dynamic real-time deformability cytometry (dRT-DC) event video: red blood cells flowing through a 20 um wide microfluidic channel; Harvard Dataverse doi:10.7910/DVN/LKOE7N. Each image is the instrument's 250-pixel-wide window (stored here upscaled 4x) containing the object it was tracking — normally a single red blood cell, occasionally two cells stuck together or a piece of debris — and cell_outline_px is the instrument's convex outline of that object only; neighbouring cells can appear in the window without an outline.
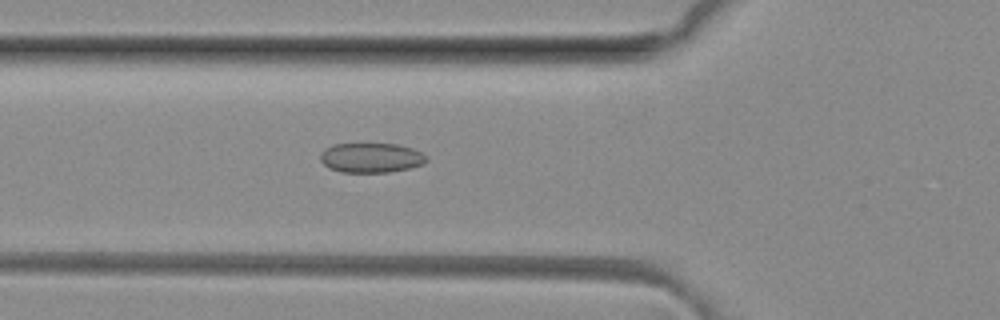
{"species": "common noctule bat (a hibernating species)", "species_latin": "Nyctalus noctula", "temperature_condition": "room temperature", "stored_images_in_passage": 41, "camera_frame_rate_fps": 3000, "um_per_image_px": 0.085, "animal": {"sex": "female", "body_mass_g": 29.2, "forearm_length_mm": 56.3}, "frame": {"image": 1, "passage_image": 9, "time_ms": 2.667, "image_size_px": [1000, 320], "cell_outline_px": [[428, 160], [424, 164], [408, 168], [388, 172], [340, 172], [328, 168], [320, 160], [320, 152], [324, 148], [332, 144], [400, 144], [412, 148], [428, 156]], "centroid_in_image_um": [31.53, 13.4], "position_along_channel_um": 94.3, "area_um2": 18.55}}
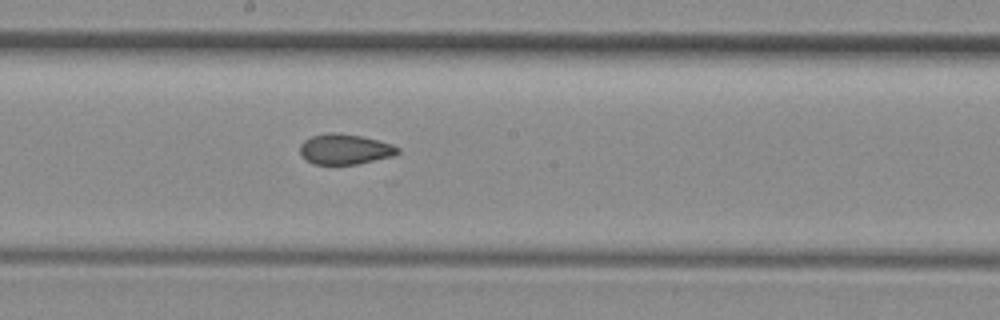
{"frame": {"image": 2, "passage_image": 18, "time_ms": 5.667, "image_size_px": [1000, 320], "cell_outline_px": [[400, 152], [392, 156], [356, 164], [312, 164], [300, 152], [300, 144], [304, 140], [312, 136], [328, 132], [336, 132], [360, 136], [392, 144], [400, 148]], "centroid_in_image_um": [29.31, 12.67], "position_along_channel_um": 218.9, "area_um2": 17.11}}
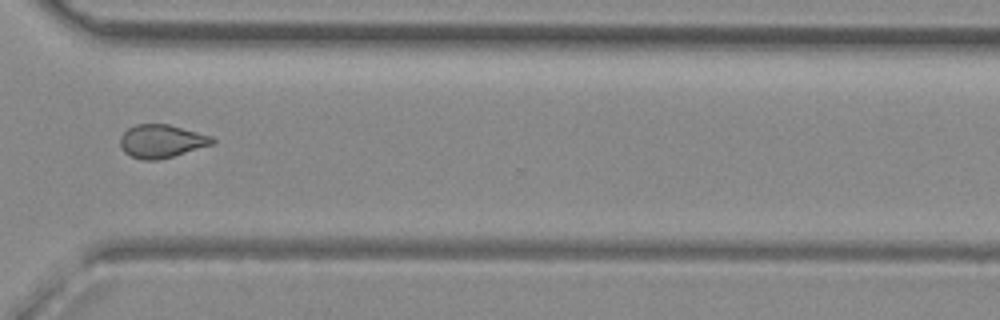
{"frame": {"image": 3, "passage_image": 28, "time_ms": 9.0, "image_size_px": [1000, 320], "cell_outline_px": [[216, 140], [212, 144], [160, 160], [144, 160], [132, 156], [124, 152], [120, 148], [120, 136], [128, 128], [136, 124], [168, 124], [212, 136]], "centroid_in_image_um": [13.7, 12.0], "position_along_channel_um": 356.9, "area_um2": 17.74}, "authors_computed_cell_mechanics": {"area_um2": 17.918, "velocity_mm_per_s": 4.1492, "shape_relaxation_time_tau1_ms": null, "shape_relaxation_time_tau2_ms": 2.114, "deformation_change_tau1": null, "deformation_change_tau2": 0.0692}}